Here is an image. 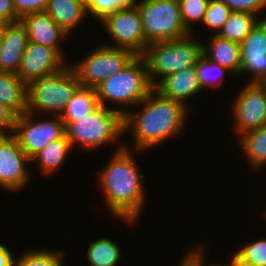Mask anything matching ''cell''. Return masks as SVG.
I'll list each match as a JSON object with an SVG mask.
<instances>
[{"label":"cell","mask_w":266,"mask_h":266,"mask_svg":"<svg viewBox=\"0 0 266 266\" xmlns=\"http://www.w3.org/2000/svg\"><path fill=\"white\" fill-rule=\"evenodd\" d=\"M111 153L108 163L99 170L96 182L105 200V209L127 226H135L148 200L143 183L145 175L140 173L134 156L142 151L123 148Z\"/></svg>","instance_id":"cell-1"},{"label":"cell","mask_w":266,"mask_h":266,"mask_svg":"<svg viewBox=\"0 0 266 266\" xmlns=\"http://www.w3.org/2000/svg\"><path fill=\"white\" fill-rule=\"evenodd\" d=\"M189 110L182 103L168 99L153 89L123 116L124 135L130 133L133 138L132 146L124 143V148L147 153L168 142V139L184 135Z\"/></svg>","instance_id":"cell-2"},{"label":"cell","mask_w":266,"mask_h":266,"mask_svg":"<svg viewBox=\"0 0 266 266\" xmlns=\"http://www.w3.org/2000/svg\"><path fill=\"white\" fill-rule=\"evenodd\" d=\"M64 124L73 150L77 146L84 151H98L115 143L117 145L112 152L124 148V143H119L124 136L123 115L114 109L99 105L88 116Z\"/></svg>","instance_id":"cell-3"},{"label":"cell","mask_w":266,"mask_h":266,"mask_svg":"<svg viewBox=\"0 0 266 266\" xmlns=\"http://www.w3.org/2000/svg\"><path fill=\"white\" fill-rule=\"evenodd\" d=\"M152 90L142 56H136L122 70L110 75L95 88L99 105L114 109L123 116Z\"/></svg>","instance_id":"cell-4"},{"label":"cell","mask_w":266,"mask_h":266,"mask_svg":"<svg viewBox=\"0 0 266 266\" xmlns=\"http://www.w3.org/2000/svg\"><path fill=\"white\" fill-rule=\"evenodd\" d=\"M194 35L179 40L148 44L141 56L153 87L164 77L184 68L196 66L203 55V43L202 40H196Z\"/></svg>","instance_id":"cell-5"},{"label":"cell","mask_w":266,"mask_h":266,"mask_svg":"<svg viewBox=\"0 0 266 266\" xmlns=\"http://www.w3.org/2000/svg\"><path fill=\"white\" fill-rule=\"evenodd\" d=\"M80 86L69 62L58 72L36 79L27 85L26 112L45 117L46 115L61 116L67 103Z\"/></svg>","instance_id":"cell-6"},{"label":"cell","mask_w":266,"mask_h":266,"mask_svg":"<svg viewBox=\"0 0 266 266\" xmlns=\"http://www.w3.org/2000/svg\"><path fill=\"white\" fill-rule=\"evenodd\" d=\"M136 6L148 44L191 35L183 24L178 0H137Z\"/></svg>","instance_id":"cell-7"},{"label":"cell","mask_w":266,"mask_h":266,"mask_svg":"<svg viewBox=\"0 0 266 266\" xmlns=\"http://www.w3.org/2000/svg\"><path fill=\"white\" fill-rule=\"evenodd\" d=\"M136 55L123 48L111 47L103 43L90 50L79 61L70 63L80 85L95 89L110 75L127 66Z\"/></svg>","instance_id":"cell-8"},{"label":"cell","mask_w":266,"mask_h":266,"mask_svg":"<svg viewBox=\"0 0 266 266\" xmlns=\"http://www.w3.org/2000/svg\"><path fill=\"white\" fill-rule=\"evenodd\" d=\"M24 112L15 117L12 135L25 154L32 159L47 144L62 138L65 132V124L58 115H46ZM43 118V119H42Z\"/></svg>","instance_id":"cell-9"},{"label":"cell","mask_w":266,"mask_h":266,"mask_svg":"<svg viewBox=\"0 0 266 266\" xmlns=\"http://www.w3.org/2000/svg\"><path fill=\"white\" fill-rule=\"evenodd\" d=\"M99 23L111 39L109 43H103L105 45L128 49L136 56H141L148 46L136 5L117 9L114 13L106 15Z\"/></svg>","instance_id":"cell-10"},{"label":"cell","mask_w":266,"mask_h":266,"mask_svg":"<svg viewBox=\"0 0 266 266\" xmlns=\"http://www.w3.org/2000/svg\"><path fill=\"white\" fill-rule=\"evenodd\" d=\"M232 99V130L236 136L266 125V86L263 83L246 82Z\"/></svg>","instance_id":"cell-11"},{"label":"cell","mask_w":266,"mask_h":266,"mask_svg":"<svg viewBox=\"0 0 266 266\" xmlns=\"http://www.w3.org/2000/svg\"><path fill=\"white\" fill-rule=\"evenodd\" d=\"M30 163L12 134L0 135V189L18 194L25 189L33 177Z\"/></svg>","instance_id":"cell-12"},{"label":"cell","mask_w":266,"mask_h":266,"mask_svg":"<svg viewBox=\"0 0 266 266\" xmlns=\"http://www.w3.org/2000/svg\"><path fill=\"white\" fill-rule=\"evenodd\" d=\"M67 64L54 48L28 41L16 75L28 85L36 79L58 72Z\"/></svg>","instance_id":"cell-13"},{"label":"cell","mask_w":266,"mask_h":266,"mask_svg":"<svg viewBox=\"0 0 266 266\" xmlns=\"http://www.w3.org/2000/svg\"><path fill=\"white\" fill-rule=\"evenodd\" d=\"M240 57L241 78L246 74L247 82L263 83L266 80V19L259 20L240 43Z\"/></svg>","instance_id":"cell-14"},{"label":"cell","mask_w":266,"mask_h":266,"mask_svg":"<svg viewBox=\"0 0 266 266\" xmlns=\"http://www.w3.org/2000/svg\"><path fill=\"white\" fill-rule=\"evenodd\" d=\"M21 22L26 26L29 41L54 48L69 63L63 50V42L69 36L45 11L25 15Z\"/></svg>","instance_id":"cell-15"},{"label":"cell","mask_w":266,"mask_h":266,"mask_svg":"<svg viewBox=\"0 0 266 266\" xmlns=\"http://www.w3.org/2000/svg\"><path fill=\"white\" fill-rule=\"evenodd\" d=\"M153 89L168 99L182 103L188 109L187 101L190 103V100L204 91L199 84L195 66L164 77Z\"/></svg>","instance_id":"cell-16"},{"label":"cell","mask_w":266,"mask_h":266,"mask_svg":"<svg viewBox=\"0 0 266 266\" xmlns=\"http://www.w3.org/2000/svg\"><path fill=\"white\" fill-rule=\"evenodd\" d=\"M28 41L26 26L21 21L2 25L1 71L17 74Z\"/></svg>","instance_id":"cell-17"},{"label":"cell","mask_w":266,"mask_h":266,"mask_svg":"<svg viewBox=\"0 0 266 266\" xmlns=\"http://www.w3.org/2000/svg\"><path fill=\"white\" fill-rule=\"evenodd\" d=\"M206 38L207 41L202 40L203 55L212 62L231 71L235 77H240V44L222 38L217 34L209 35Z\"/></svg>","instance_id":"cell-18"},{"label":"cell","mask_w":266,"mask_h":266,"mask_svg":"<svg viewBox=\"0 0 266 266\" xmlns=\"http://www.w3.org/2000/svg\"><path fill=\"white\" fill-rule=\"evenodd\" d=\"M45 12L68 35L88 17L85 0H48Z\"/></svg>","instance_id":"cell-19"},{"label":"cell","mask_w":266,"mask_h":266,"mask_svg":"<svg viewBox=\"0 0 266 266\" xmlns=\"http://www.w3.org/2000/svg\"><path fill=\"white\" fill-rule=\"evenodd\" d=\"M72 150V146L65 134L62 138L47 144L31 159V163H37V168L40 169L39 172L45 177L51 176L66 165V160L70 157Z\"/></svg>","instance_id":"cell-20"},{"label":"cell","mask_w":266,"mask_h":266,"mask_svg":"<svg viewBox=\"0 0 266 266\" xmlns=\"http://www.w3.org/2000/svg\"><path fill=\"white\" fill-rule=\"evenodd\" d=\"M0 103L15 116L26 112L27 85L16 74L0 70Z\"/></svg>","instance_id":"cell-21"},{"label":"cell","mask_w":266,"mask_h":266,"mask_svg":"<svg viewBox=\"0 0 266 266\" xmlns=\"http://www.w3.org/2000/svg\"><path fill=\"white\" fill-rule=\"evenodd\" d=\"M236 144L246 161L255 171L262 170L266 166V125L253 129L236 138ZM262 168V169H261Z\"/></svg>","instance_id":"cell-22"},{"label":"cell","mask_w":266,"mask_h":266,"mask_svg":"<svg viewBox=\"0 0 266 266\" xmlns=\"http://www.w3.org/2000/svg\"><path fill=\"white\" fill-rule=\"evenodd\" d=\"M99 106L95 89L80 86L61 114L63 122H75L88 116Z\"/></svg>","instance_id":"cell-23"},{"label":"cell","mask_w":266,"mask_h":266,"mask_svg":"<svg viewBox=\"0 0 266 266\" xmlns=\"http://www.w3.org/2000/svg\"><path fill=\"white\" fill-rule=\"evenodd\" d=\"M89 266H117L122 252L118 243L110 237H100L89 243L86 251Z\"/></svg>","instance_id":"cell-24"},{"label":"cell","mask_w":266,"mask_h":266,"mask_svg":"<svg viewBox=\"0 0 266 266\" xmlns=\"http://www.w3.org/2000/svg\"><path fill=\"white\" fill-rule=\"evenodd\" d=\"M259 20L251 13L232 11L217 35L240 44Z\"/></svg>","instance_id":"cell-25"},{"label":"cell","mask_w":266,"mask_h":266,"mask_svg":"<svg viewBox=\"0 0 266 266\" xmlns=\"http://www.w3.org/2000/svg\"><path fill=\"white\" fill-rule=\"evenodd\" d=\"M14 258L13 266H65V252L60 249H24Z\"/></svg>","instance_id":"cell-26"},{"label":"cell","mask_w":266,"mask_h":266,"mask_svg":"<svg viewBox=\"0 0 266 266\" xmlns=\"http://www.w3.org/2000/svg\"><path fill=\"white\" fill-rule=\"evenodd\" d=\"M195 69L199 84L204 91L207 88H209V90L217 88L220 89L223 83L227 81L226 78L229 75V79L230 77H232L231 80L237 79L231 71L215 62H212L204 55H202V57L196 63Z\"/></svg>","instance_id":"cell-27"},{"label":"cell","mask_w":266,"mask_h":266,"mask_svg":"<svg viewBox=\"0 0 266 266\" xmlns=\"http://www.w3.org/2000/svg\"><path fill=\"white\" fill-rule=\"evenodd\" d=\"M230 258L235 266H266V237L244 242Z\"/></svg>","instance_id":"cell-28"},{"label":"cell","mask_w":266,"mask_h":266,"mask_svg":"<svg viewBox=\"0 0 266 266\" xmlns=\"http://www.w3.org/2000/svg\"><path fill=\"white\" fill-rule=\"evenodd\" d=\"M231 12L222 0H209L201 26H205V30L209 31L206 33L210 35L218 34Z\"/></svg>","instance_id":"cell-29"},{"label":"cell","mask_w":266,"mask_h":266,"mask_svg":"<svg viewBox=\"0 0 266 266\" xmlns=\"http://www.w3.org/2000/svg\"><path fill=\"white\" fill-rule=\"evenodd\" d=\"M178 2L183 24L191 34H194L193 27L195 23L201 26L209 0H178Z\"/></svg>","instance_id":"cell-30"},{"label":"cell","mask_w":266,"mask_h":266,"mask_svg":"<svg viewBox=\"0 0 266 266\" xmlns=\"http://www.w3.org/2000/svg\"><path fill=\"white\" fill-rule=\"evenodd\" d=\"M137 0H85L88 18L91 16L101 21L106 15L120 8H131Z\"/></svg>","instance_id":"cell-31"},{"label":"cell","mask_w":266,"mask_h":266,"mask_svg":"<svg viewBox=\"0 0 266 266\" xmlns=\"http://www.w3.org/2000/svg\"><path fill=\"white\" fill-rule=\"evenodd\" d=\"M204 243L196 244L194 247H190L187 249V252H184V257L181 258V262H179L180 266H231L233 264L231 258H229L228 262L223 263H211L207 264L205 257L207 252L205 251ZM205 255V256H204ZM225 263V264H224Z\"/></svg>","instance_id":"cell-32"},{"label":"cell","mask_w":266,"mask_h":266,"mask_svg":"<svg viewBox=\"0 0 266 266\" xmlns=\"http://www.w3.org/2000/svg\"><path fill=\"white\" fill-rule=\"evenodd\" d=\"M231 11L247 12L266 19V0H222ZM263 11V12H262ZM264 15L262 16V14Z\"/></svg>","instance_id":"cell-33"},{"label":"cell","mask_w":266,"mask_h":266,"mask_svg":"<svg viewBox=\"0 0 266 266\" xmlns=\"http://www.w3.org/2000/svg\"><path fill=\"white\" fill-rule=\"evenodd\" d=\"M15 12L22 19L25 15L46 10L48 0H13Z\"/></svg>","instance_id":"cell-34"},{"label":"cell","mask_w":266,"mask_h":266,"mask_svg":"<svg viewBox=\"0 0 266 266\" xmlns=\"http://www.w3.org/2000/svg\"><path fill=\"white\" fill-rule=\"evenodd\" d=\"M21 21L17 16L13 0H0V25Z\"/></svg>","instance_id":"cell-35"},{"label":"cell","mask_w":266,"mask_h":266,"mask_svg":"<svg viewBox=\"0 0 266 266\" xmlns=\"http://www.w3.org/2000/svg\"><path fill=\"white\" fill-rule=\"evenodd\" d=\"M15 115L2 103H0V135L12 134Z\"/></svg>","instance_id":"cell-36"},{"label":"cell","mask_w":266,"mask_h":266,"mask_svg":"<svg viewBox=\"0 0 266 266\" xmlns=\"http://www.w3.org/2000/svg\"><path fill=\"white\" fill-rule=\"evenodd\" d=\"M10 248L0 241V266H13L15 254Z\"/></svg>","instance_id":"cell-37"},{"label":"cell","mask_w":266,"mask_h":266,"mask_svg":"<svg viewBox=\"0 0 266 266\" xmlns=\"http://www.w3.org/2000/svg\"><path fill=\"white\" fill-rule=\"evenodd\" d=\"M2 46V25H0V49Z\"/></svg>","instance_id":"cell-38"}]
</instances>
